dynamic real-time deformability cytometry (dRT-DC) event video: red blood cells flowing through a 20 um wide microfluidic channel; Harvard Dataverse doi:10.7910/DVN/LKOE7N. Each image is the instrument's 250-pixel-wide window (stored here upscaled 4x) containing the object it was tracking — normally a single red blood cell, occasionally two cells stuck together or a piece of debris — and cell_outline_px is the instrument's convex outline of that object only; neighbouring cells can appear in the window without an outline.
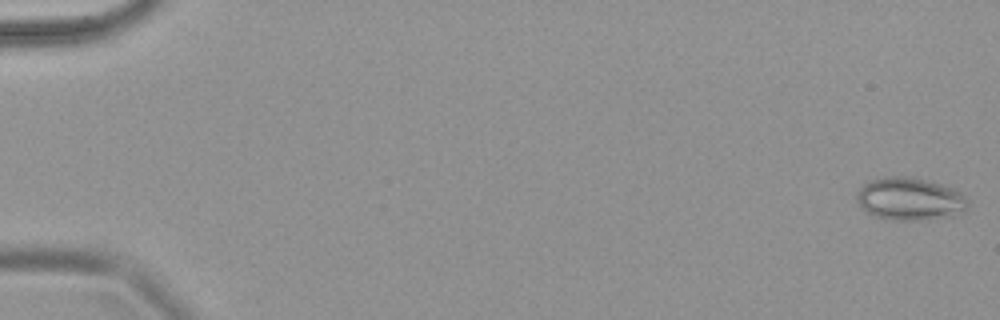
{"species": "common noctule bat (a hibernating species)", "species_latin": "Nyctalus noctula", "temperature_condition": "warm", "stored_images_in_passage": 6, "camera_frame_rate_fps": 3000, "um_per_image_px": 0.085, "animal": {"sex": "female", "body_mass_g": 18.4}, "frame": {"image": 1, "passage_image": 1, "time_ms": 0.0, "image_size_px": [1000, 320], "cell_outline_px": [[968, 208], [964, 212], [952, 216], [924, 220], [892, 220], [876, 216], [868, 212], [856, 200], [856, 196], [860, 188], [868, 180], [884, 176], [916, 176], [956, 188], [968, 200]], "centroid_in_image_um": [77.38, 16.89], "position_along_channel_um": 7.6, "area_um2": 28.15}}